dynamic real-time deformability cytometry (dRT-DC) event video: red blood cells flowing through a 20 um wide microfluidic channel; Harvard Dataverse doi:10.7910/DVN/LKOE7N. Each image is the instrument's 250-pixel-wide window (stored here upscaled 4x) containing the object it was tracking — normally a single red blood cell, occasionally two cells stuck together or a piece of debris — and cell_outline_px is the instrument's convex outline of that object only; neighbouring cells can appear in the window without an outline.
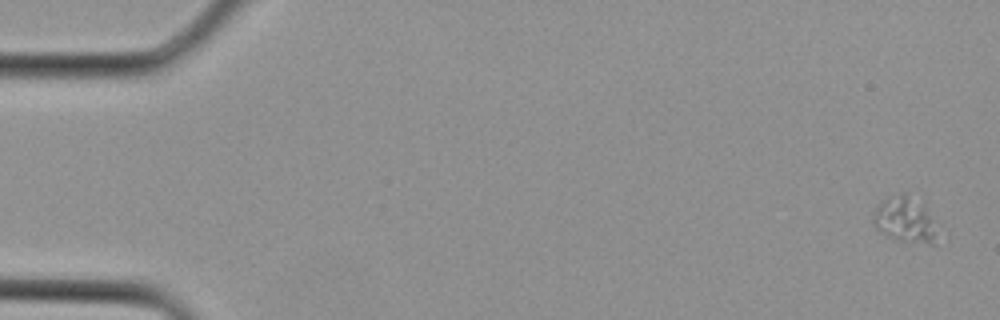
{"species": "Egyptian fruit bat (a non-hibernating species)", "species_latin": "Rousettus aegyptiacus", "temperature_condition": "cold", "stored_images_in_passage": 3, "camera_frame_rate_fps": 3000, "um_per_image_px": 0.085, "animal": {"sex": "female"}, "frame": {"image": 1, "passage_image": 1, "time_ms": 0.0, "image_size_px": [1000, 320], "cell_outline_px": [[936, 244], [932, 244], [896, 240], [880, 232], [876, 228], [872, 220], [872, 216], [880, 200], [908, 192], [924, 204], [928, 216]], "centroid_in_image_um": [76.82, 18.65], "position_along_channel_um": 8.2, "area_um2": 16.47}}